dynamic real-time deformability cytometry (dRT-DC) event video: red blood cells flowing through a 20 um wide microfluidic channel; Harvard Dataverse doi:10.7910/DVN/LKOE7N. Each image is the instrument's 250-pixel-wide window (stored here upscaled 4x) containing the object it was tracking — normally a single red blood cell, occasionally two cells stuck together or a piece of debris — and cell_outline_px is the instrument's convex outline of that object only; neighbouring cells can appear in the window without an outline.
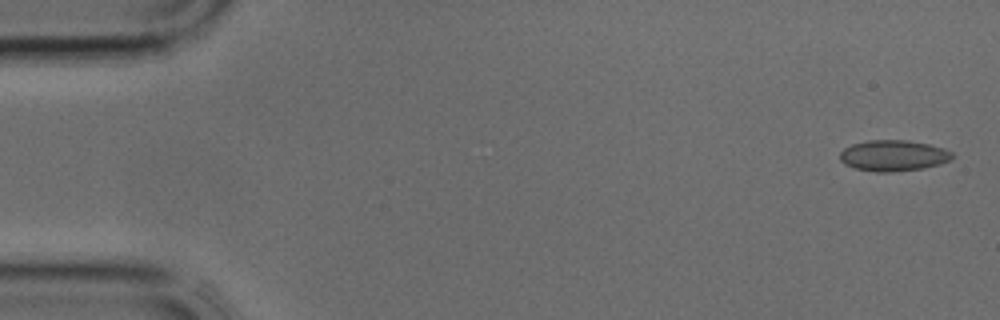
{"species": "common noctule bat (a hibernating species)", "species_latin": "Nyctalus noctula", "temperature_condition": "cold", "stored_images_in_passage": 38, "camera_frame_rate_fps": 3000, "um_per_image_px": 0.085, "animal": {"sex": "male", "body_mass_g": 17.9, "forearm_length_mm": 54.2}, "frame": {"image": 1, "passage_image": 1, "time_ms": 0.0, "image_size_px": [1000, 320], "cell_outline_px": [[952, 160], [940, 164], [924, 168], [892, 172], [876, 172], [856, 168], [844, 164], [840, 160], [840, 152], [844, 148], [852, 144], [868, 140], [908, 140], [928, 144], [944, 148], [952, 152]], "centroid_in_image_um": [75.94, 13.22], "position_along_channel_um": 9.1, "area_um2": 20.35}}
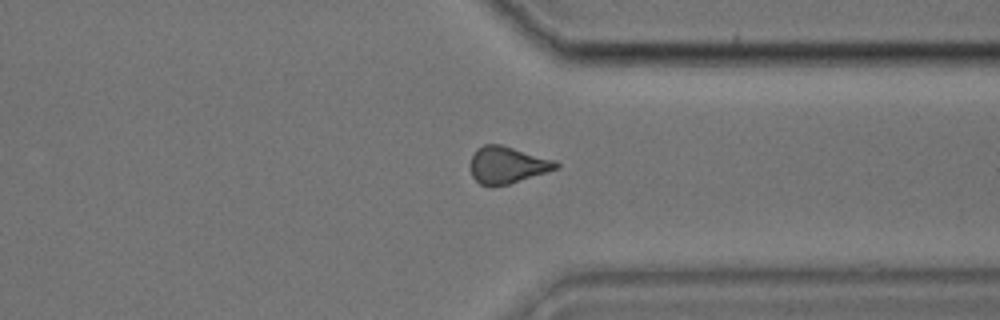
{"frame": {"image": 2, "passage_image": 29, "time_ms": 9.333, "image_size_px": [1000, 320], "cell_outline_px": [[560, 168], [508, 184], [480, 184], [472, 176], [468, 164], [476, 148], [484, 144], [500, 144], [556, 160], [560, 164]], "centroid_in_image_um": [43.12, 13.99], "position_along_channel_um": 368.3, "area_um2": 18.38}}
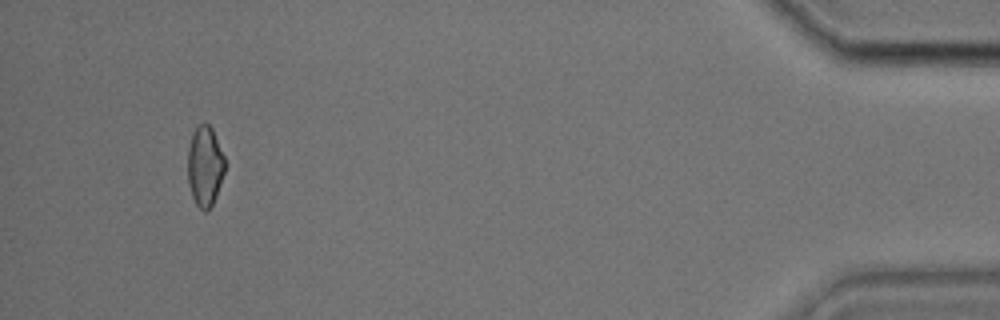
{"frame": {"image": 3, "passage_image": 36, "time_ms": 11.667, "image_size_px": [1000, 320], "cell_outline_px": [[224, 172], [216, 196], [208, 212], [204, 212], [196, 204], [192, 196], [188, 184], [188, 148], [192, 132], [204, 120], [212, 128], [224, 156]], "centroid_in_image_um": [17.4, 14.12], "position_along_channel_um": 417.8, "area_um2": 17.4}}